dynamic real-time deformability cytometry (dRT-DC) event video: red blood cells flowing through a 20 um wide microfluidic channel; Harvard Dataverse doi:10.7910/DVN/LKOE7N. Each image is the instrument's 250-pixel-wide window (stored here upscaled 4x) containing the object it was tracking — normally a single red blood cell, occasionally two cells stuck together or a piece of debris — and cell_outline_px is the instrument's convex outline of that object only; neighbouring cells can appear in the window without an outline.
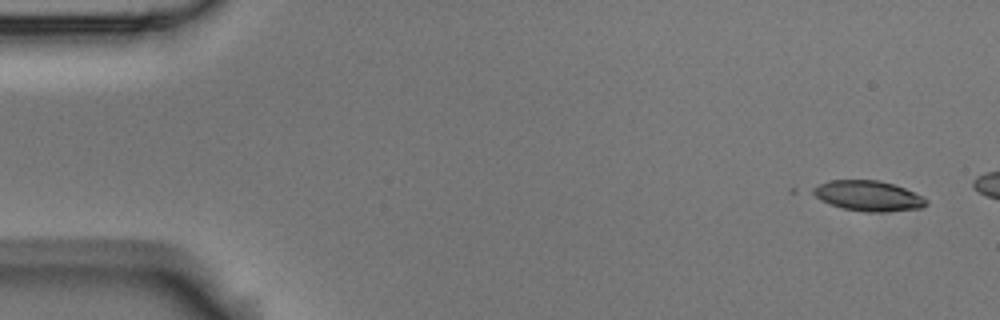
{"species": "Egyptian fruit bat (a non-hibernating species)", "species_latin": "Rousettus aegyptiacus", "temperature_condition": "room temperature", "stored_images_in_passage": 4, "camera_frame_rate_fps": 3000, "um_per_image_px": 0.085, "animal": {"sex": "male"}, "frame": {"image": 1, "passage_image": 1, "time_ms": 0.0, "image_size_px": [1000, 320], "cell_outline_px": [[928, 204], [924, 208], [880, 212], [868, 212], [844, 208], [832, 204], [808, 192], [812, 188], [828, 180], [880, 180], [896, 184], [924, 196], [928, 200]], "centroid_in_image_um": [73.86, 16.63], "position_along_channel_um": 11.1, "area_um2": 20.11}}